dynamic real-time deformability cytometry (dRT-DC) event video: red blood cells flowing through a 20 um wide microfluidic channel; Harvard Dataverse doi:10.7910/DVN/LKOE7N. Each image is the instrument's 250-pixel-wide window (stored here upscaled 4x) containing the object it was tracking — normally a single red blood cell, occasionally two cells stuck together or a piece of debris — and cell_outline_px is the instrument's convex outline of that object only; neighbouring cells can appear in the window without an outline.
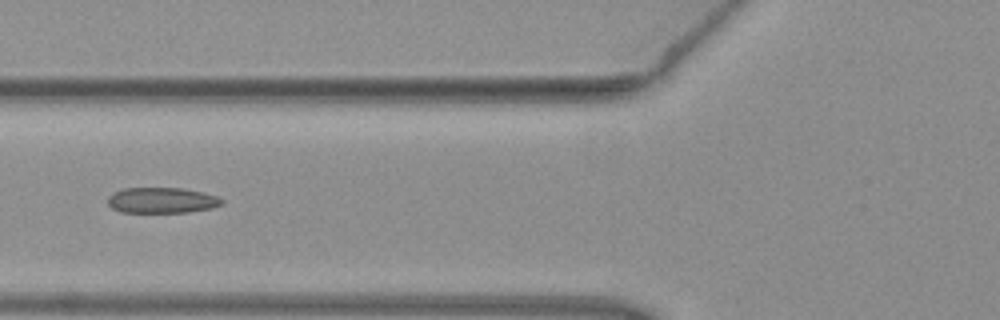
{"species": "common noctule bat (a hibernating species)", "species_latin": "Nyctalus noctula", "temperature_condition": "warm", "stored_images_in_passage": 5, "camera_frame_rate_fps": 3000, "um_per_image_px": 0.085, "animal": {"sex": "female", "body_mass_g": 19.3, "forearm_length_mm": 54.1}, "frame": {"image": 1, "passage_image": 5, "time_ms": 1.333, "image_size_px": [1000, 320], "cell_outline_px": [[224, 204], [212, 208], [188, 212], [120, 212], [112, 208], [108, 204], [108, 196], [112, 192], [124, 188], [184, 188], [204, 192], [216, 196], [224, 200]], "centroid_in_image_um": [13.76, 17.02], "position_along_channel_um": 112.0, "area_um2": 17.22}}